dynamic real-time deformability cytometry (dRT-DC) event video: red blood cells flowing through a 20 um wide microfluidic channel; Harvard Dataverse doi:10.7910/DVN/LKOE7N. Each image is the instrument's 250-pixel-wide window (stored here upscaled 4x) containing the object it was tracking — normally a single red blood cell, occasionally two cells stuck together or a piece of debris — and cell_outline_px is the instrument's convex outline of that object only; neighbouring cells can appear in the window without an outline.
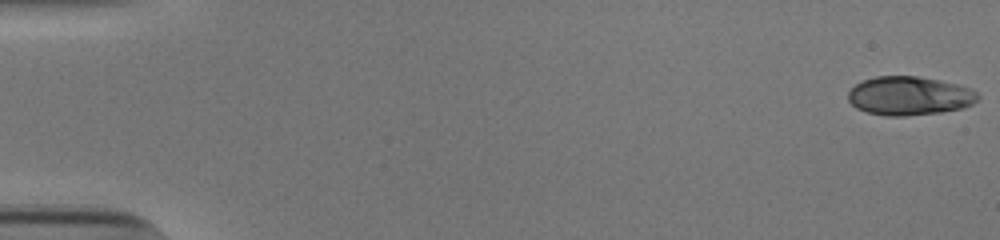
{"species": "human", "species_latin": "Homo sapiens", "temperature_condition": "cold", "stored_images_in_passage": 53, "camera_frame_rate_fps": 3000, "um_per_image_px": 0.085, "donor": {"sex": "male"}, "frame": {"image": 1, "passage_image": 1, "time_ms": 0.0, "image_size_px": [1000, 240], "cell_outline_px": [[980, 96], [972, 104], [964, 108], [940, 112], [904, 116], [888, 116], [868, 112], [856, 108], [848, 100], [848, 92], [856, 84], [864, 80], [876, 76], [916, 76], [956, 84], [968, 88], [976, 92]], "centroid_in_image_um": [77.28, 8.15], "position_along_channel_um": 7.7, "area_um2": 29.02}}
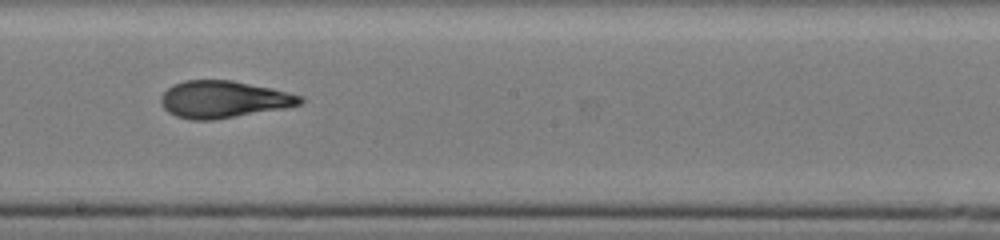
{"frame": {"image": 2, "passage_image": 31, "time_ms": 10.0, "image_size_px": [1000, 240], "cell_outline_px": [[304, 100], [300, 104], [284, 108], [212, 120], [192, 120], [176, 116], [168, 112], [160, 104], [160, 96], [172, 84], [184, 80], [232, 80], [272, 88], [304, 96]], "centroid_in_image_um": [18.97, 8.44], "position_along_channel_um": 229.2, "area_um2": 30.11}}
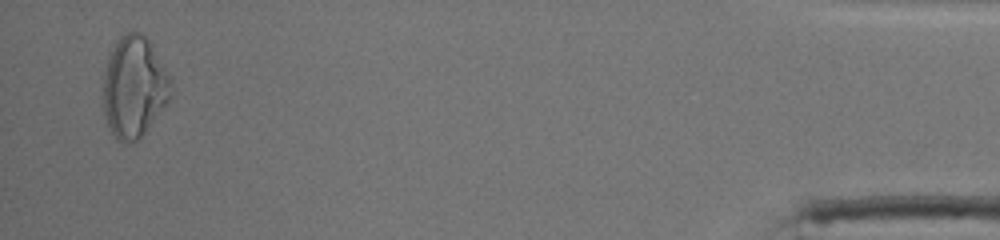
{"frame": {"image": 3, "passage_image": 52, "time_ms": 17.0, "image_size_px": [1000, 240], "cell_outline_px": [[172, 96], [168, 104], [144, 132], [136, 140], [124, 144], [116, 140], [108, 124], [104, 112], [104, 72], [108, 56], [112, 48], [120, 36], [128, 32], [140, 32], [148, 40], [168, 76]], "centroid_in_image_um": [11.38, 7.42], "position_along_channel_um": 423.8, "area_um2": 39.3}, "authors_computed_cell_mechanics": {"area_um2": 30.056, "velocity_mm_per_s": 3.8773, "shape_relaxation_time_tau1_ms": 4.3662, "shape_relaxation_time_tau2_ms": 1.6313, "deformation_change_tau1": 0.166, "deformation_change_tau2": 0.0832}}